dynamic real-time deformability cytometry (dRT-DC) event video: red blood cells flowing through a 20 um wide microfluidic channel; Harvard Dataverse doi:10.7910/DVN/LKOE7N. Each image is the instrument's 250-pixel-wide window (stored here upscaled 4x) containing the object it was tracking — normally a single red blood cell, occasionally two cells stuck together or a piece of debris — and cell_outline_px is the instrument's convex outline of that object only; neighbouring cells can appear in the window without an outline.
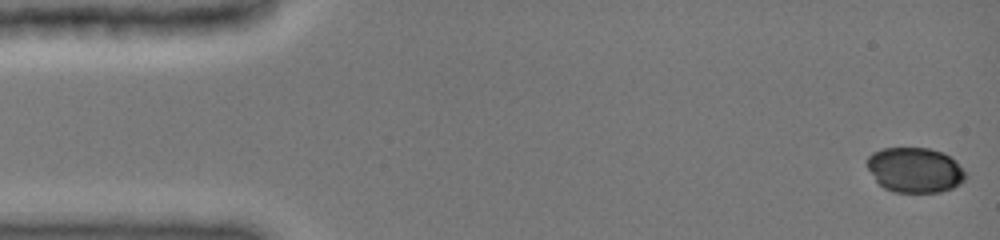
{"species": "common noctule bat (a hibernating species)", "species_latin": "Nyctalus noctula", "temperature_condition": "cold", "stored_images_in_passage": 46, "camera_frame_rate_fps": 3000, "um_per_image_px": 0.085, "animal": {"sex": "female", "body_mass_g": 19.0, "forearm_length_mm": 51.5}, "frame": {"image": 1, "passage_image": 1, "time_ms": 0.0, "image_size_px": [1000, 240], "cell_outline_px": [[968, 176], [960, 184], [952, 188], [940, 192], [896, 192], [884, 188], [876, 180], [868, 168], [868, 156], [872, 152], [884, 148], [928, 148], [944, 152], [956, 160]], "centroid_in_image_um": [77.8, 14.44], "position_along_channel_um": 7.2, "area_um2": 25.89}}
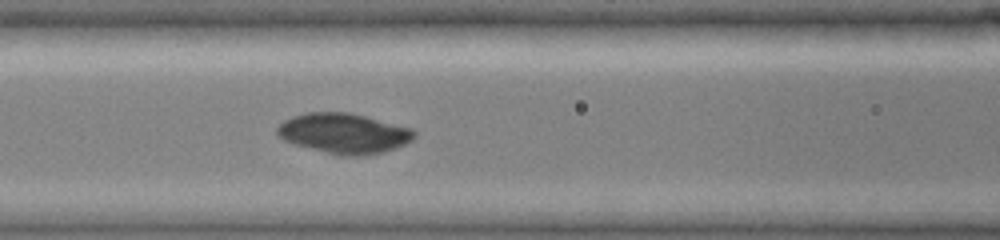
{"frame": {"image": 2, "passage_image": 20, "time_ms": 6.333, "image_size_px": [1000, 240], "cell_outline_px": [[416, 136], [412, 140], [396, 148], [384, 152], [364, 156], [344, 156], [292, 144], [276, 136], [276, 128], [284, 120], [292, 116], [308, 112], [348, 112], [412, 128], [416, 132]], "centroid_in_image_um": [29.21, 11.34], "position_along_channel_um": 137.4, "area_um2": 32.19}}
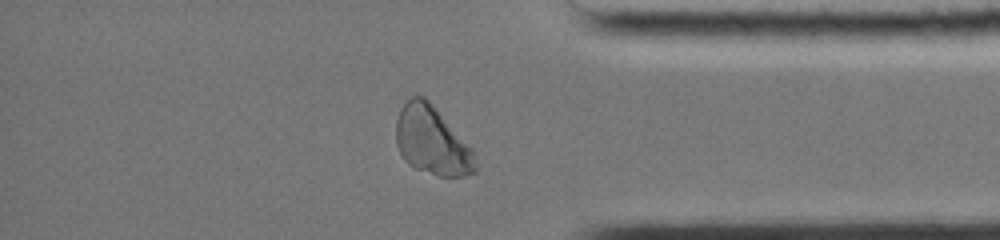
{"frame": {"image": 3, "passage_image": 40, "time_ms": 13.0, "image_size_px": [1000, 240], "cell_outline_px": [[476, 172], [464, 176], [436, 176], [416, 168], [408, 164], [404, 160], [396, 144], [396, 120], [400, 108], [412, 96], [424, 96], [432, 104], [472, 148], [476, 164]], "centroid_in_image_um": [36.71, 11.98], "position_along_channel_um": 398.5, "area_um2": 31.44}}